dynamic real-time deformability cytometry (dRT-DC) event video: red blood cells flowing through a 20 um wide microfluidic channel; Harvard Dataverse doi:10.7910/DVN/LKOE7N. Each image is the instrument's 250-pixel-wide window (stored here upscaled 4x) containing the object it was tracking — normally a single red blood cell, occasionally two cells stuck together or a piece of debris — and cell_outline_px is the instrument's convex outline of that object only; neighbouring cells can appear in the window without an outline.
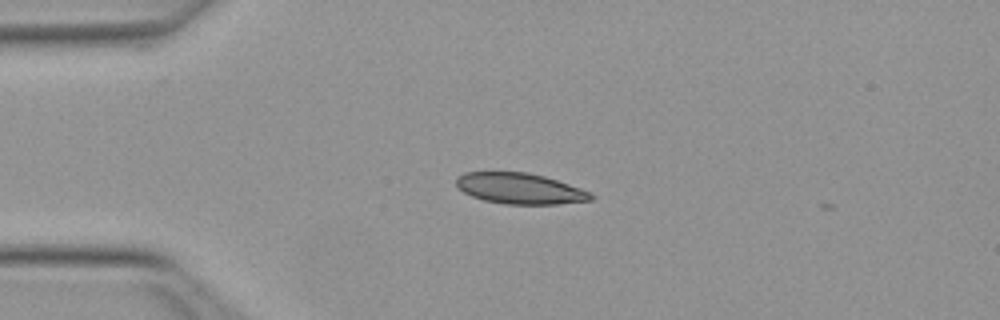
{"species": "Egyptian fruit bat (a non-hibernating species)", "species_latin": "Rousettus aegyptiacus", "temperature_condition": "warm", "stored_images_in_passage": 5, "camera_frame_rate_fps": 3000, "um_per_image_px": 0.085, "animal": {"sex": "female"}, "frame": {"image": 1, "passage_image": 1, "time_ms": 0.0, "image_size_px": [1000, 320], "cell_outline_px": [[596, 196], [592, 200], [556, 204], [504, 204], [484, 200], [472, 196], [456, 188], [456, 176], [464, 172], [528, 172], [544, 176], [592, 192]], "centroid_in_image_um": [44.18, 16.02], "position_along_channel_um": 40.8, "area_um2": 24.33}}